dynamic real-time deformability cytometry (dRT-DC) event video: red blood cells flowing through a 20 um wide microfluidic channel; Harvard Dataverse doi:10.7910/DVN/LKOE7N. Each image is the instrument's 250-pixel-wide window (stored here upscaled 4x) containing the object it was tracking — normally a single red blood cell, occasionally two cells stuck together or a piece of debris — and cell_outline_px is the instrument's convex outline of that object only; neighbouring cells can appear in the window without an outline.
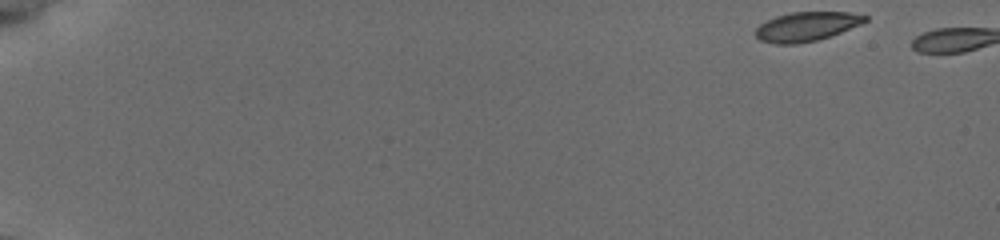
{"species": "common noctule bat (a hibernating species)", "species_latin": "Nyctalus noctula", "temperature_condition": "cold", "stored_images_in_passage": 3, "camera_frame_rate_fps": 3000, "um_per_image_px": 0.085, "animal": {"sex": "female", "body_mass_g": 19.5, "forearm_length_mm": 54.1}, "frame": {"image": 1, "passage_image": 1, "time_ms": 0.0, "image_size_px": [1000, 240], "cell_outline_px": [[868, 20], [860, 24], [840, 32], [816, 40], [796, 44], [776, 44], [760, 40], [756, 36], [756, 28], [760, 24], [776, 16], [792, 12], [848, 12], [868, 16]], "centroid_in_image_um": [68.54, 2.25], "position_along_channel_um": 16.5, "area_um2": 18.38}}